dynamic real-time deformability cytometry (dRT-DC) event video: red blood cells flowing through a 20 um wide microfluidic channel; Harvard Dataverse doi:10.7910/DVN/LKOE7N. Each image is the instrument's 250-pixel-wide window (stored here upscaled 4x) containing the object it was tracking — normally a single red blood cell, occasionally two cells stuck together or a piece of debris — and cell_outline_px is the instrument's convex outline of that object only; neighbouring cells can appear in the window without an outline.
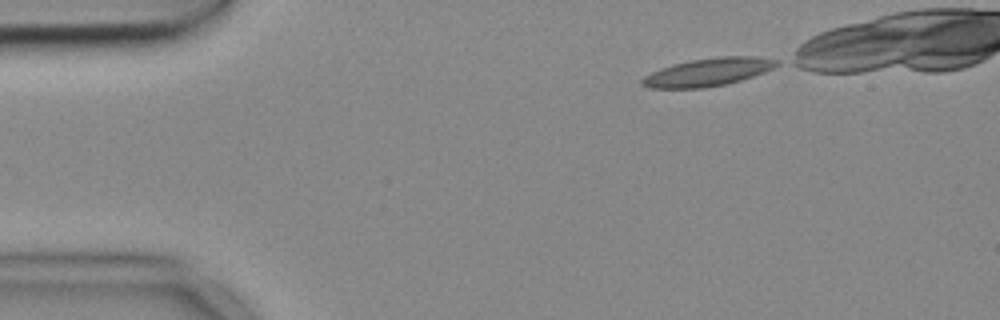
{"species": "common noctule bat (a hibernating species)", "species_latin": "Nyctalus noctula", "temperature_condition": "cold", "stored_images_in_passage": 9, "camera_frame_rate_fps": 3000, "um_per_image_px": 0.085, "animal": {"sex": "female", "body_mass_g": 18.4}, "frame": {"image": 1, "passage_image": 1, "time_ms": 0.0, "image_size_px": [1000, 320], "cell_outline_px": [[780, 64], [764, 72], [728, 84], [704, 88], [648, 88], [640, 84], [640, 80], [644, 76], [660, 68], [672, 64], [692, 60], [720, 56], [756, 56], [780, 60]], "centroid_in_image_um": [60.17, 6.13], "position_along_channel_um": 24.8, "area_um2": 22.02}}